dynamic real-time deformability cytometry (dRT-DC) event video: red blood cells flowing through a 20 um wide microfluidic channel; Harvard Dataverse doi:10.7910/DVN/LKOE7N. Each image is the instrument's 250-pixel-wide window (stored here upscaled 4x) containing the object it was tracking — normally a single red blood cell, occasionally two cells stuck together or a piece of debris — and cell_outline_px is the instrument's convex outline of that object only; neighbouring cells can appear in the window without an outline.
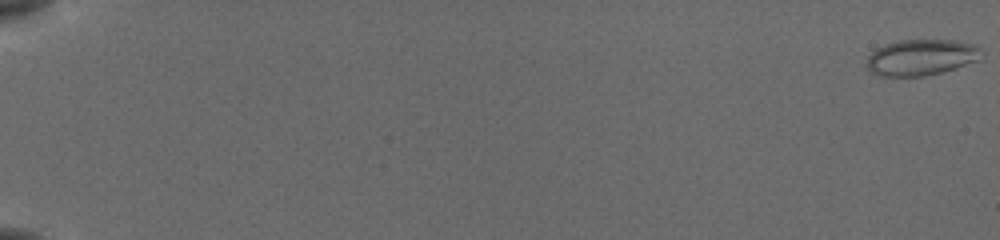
{"species": "common noctule bat (a hibernating species)", "species_latin": "Nyctalus noctula", "temperature_condition": "cold", "stored_images_in_passage": 57, "camera_frame_rate_fps": 3000, "um_per_image_px": 0.085, "animal": {"sex": "female", "body_mass_g": 19.5, "forearm_length_mm": 54.1}, "frame": {"image": 1, "passage_image": 1, "time_ms": 0.0, "image_size_px": [1000, 240], "cell_outline_px": [[980, 48], [976, 60], [940, 72], [924, 76], [884, 76], [872, 72], [868, 68], [868, 56], [876, 48], [884, 44], [900, 40], [952, 40], [976, 44]], "centroid_in_image_um": [78.24, 4.86], "position_along_channel_um": 6.8, "area_um2": 23.52}}
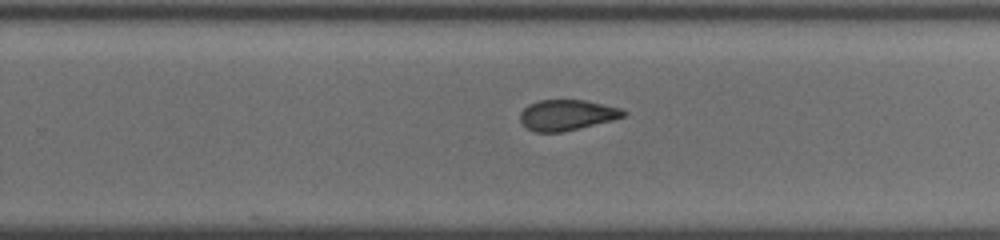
{"frame": {"image": 2, "passage_image": 39, "time_ms": 12.667, "image_size_px": [1000, 240], "cell_outline_px": [[628, 112], [624, 116], [612, 120], [560, 132], [536, 132], [528, 128], [520, 120], [520, 112], [528, 104], [540, 100], [584, 100], [620, 108]], "centroid_in_image_um": [48.17, 9.76], "position_along_channel_um": 281.6, "area_um2": 18.15}}
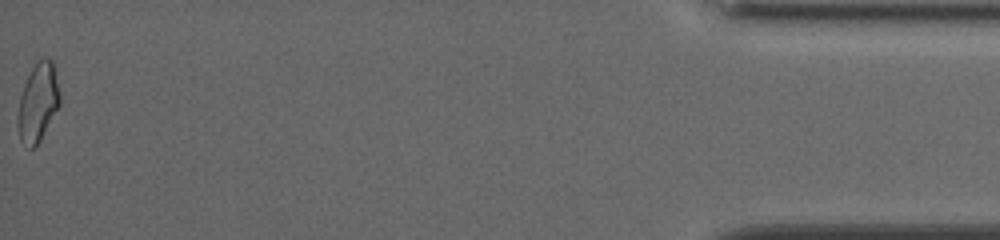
{"frame": {"image": 3, "passage_image": 57, "time_ms": 18.667, "image_size_px": [1000, 240], "cell_outline_px": [[60, 104], [40, 140], [32, 148], [20, 140], [16, 124], [16, 116], [20, 96], [24, 84], [36, 60], [44, 56], [52, 60], [60, 92]], "centroid_in_image_um": [3.21, 8.67], "position_along_channel_um": 432.0, "area_um2": 19.25}, "authors_computed_cell_mechanics": {"area_um2": 19.8254, "velocity_mm_per_s": 3.8527, "shape_relaxation_time_tau1_ms": null, "shape_relaxation_time_tau2_ms": 2.7525, "deformation_change_tau1": null, "deformation_change_tau2": 0.0762}}